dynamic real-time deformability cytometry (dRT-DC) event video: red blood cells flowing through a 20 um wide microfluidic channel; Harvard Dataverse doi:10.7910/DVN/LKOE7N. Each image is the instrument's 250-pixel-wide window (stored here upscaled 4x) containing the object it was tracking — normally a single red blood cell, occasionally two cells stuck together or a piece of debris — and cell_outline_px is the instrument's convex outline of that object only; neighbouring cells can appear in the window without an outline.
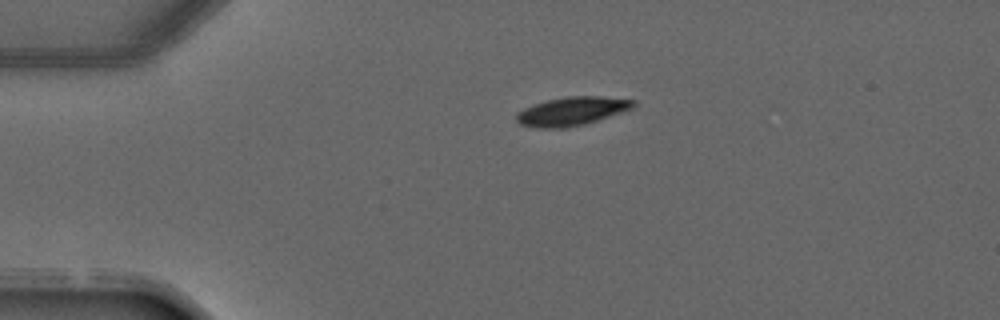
{"species": "common noctule bat (a hibernating species)", "species_latin": "Nyctalus noctula", "temperature_condition": "warm", "stored_images_in_passage": 3, "camera_frame_rate_fps": 3000, "um_per_image_px": 0.085, "animal": {"sex": "male", "forearm_length_mm": 52.5}, "frame": {"image": 1, "passage_image": 1, "time_ms": 0.0, "image_size_px": [1000, 320], "cell_outline_px": [[636, 104], [632, 108], [584, 124], [564, 128], [536, 128], [520, 124], [516, 120], [516, 112], [524, 108], [548, 100], [568, 96], [600, 96], [636, 100]], "centroid_in_image_um": [48.58, 9.45], "position_along_channel_um": 36.4, "area_um2": 19.25}}
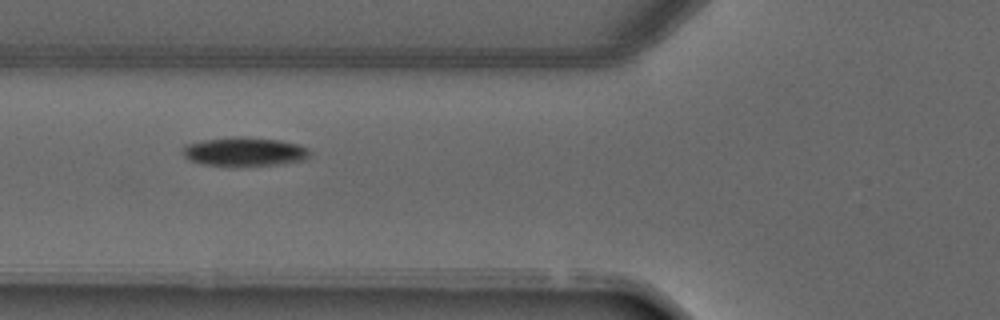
{"frame": {"image": 2, "passage_image": 3, "time_ms": 2.333, "image_size_px": [1000, 320], "cell_outline_px": [[308, 156], [304, 160], [276, 164], [204, 164], [192, 160], [184, 156], [180, 148], [184, 144], [204, 140], [232, 136], [244, 136], [280, 140], [300, 144], [308, 148]], "centroid_in_image_um": [20.76, 12.84], "position_along_channel_um": 105.0, "area_um2": 20.92}}